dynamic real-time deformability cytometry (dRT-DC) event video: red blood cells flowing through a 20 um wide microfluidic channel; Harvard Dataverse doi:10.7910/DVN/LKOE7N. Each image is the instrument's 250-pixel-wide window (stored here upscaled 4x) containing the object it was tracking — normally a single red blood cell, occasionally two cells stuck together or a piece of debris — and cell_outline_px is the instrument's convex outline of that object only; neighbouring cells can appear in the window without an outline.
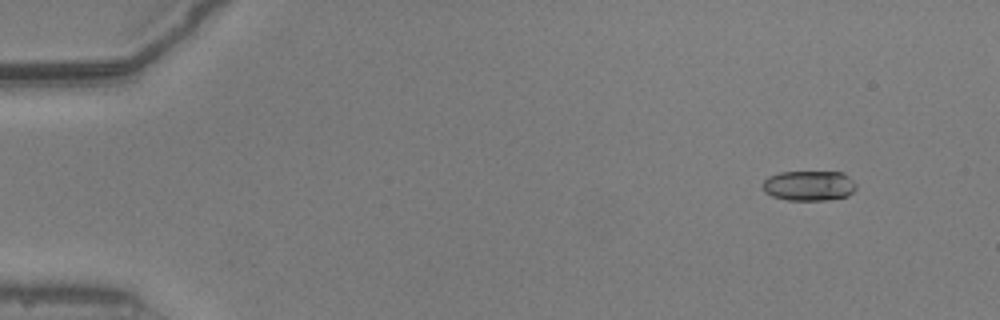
{"species": "common noctule bat (a hibernating species)", "species_latin": "Nyctalus noctula", "temperature_condition": "warm", "stored_images_in_passage": 49, "camera_frame_rate_fps": 3000, "um_per_image_px": 0.085, "animal": {"sex": "male", "body_mass_g": 20.5, "forearm_length_mm": 52.5}, "frame": {"image": 1, "passage_image": 1, "time_ms": 0.0, "image_size_px": [1000, 320], "cell_outline_px": [[856, 188], [848, 196], [824, 200], [788, 200], [772, 196], [764, 192], [760, 188], [760, 184], [768, 176], [780, 172], [844, 172], [856, 184]], "centroid_in_image_um": [68.71, 15.78], "position_along_channel_um": 16.3, "area_um2": 16.59}}
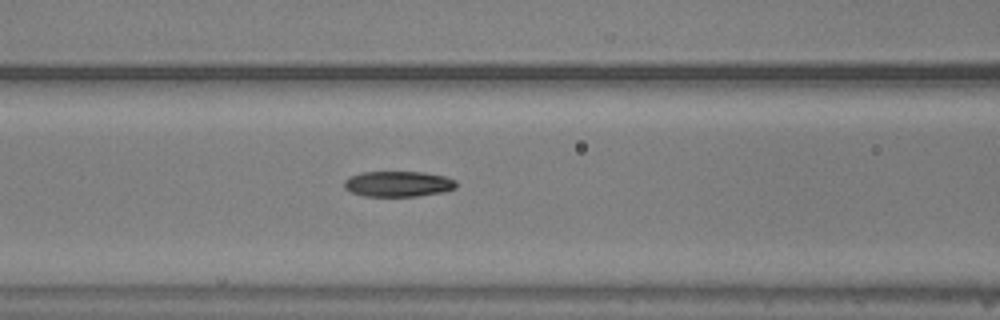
{"frame": {"image": 2, "passage_image": 19, "time_ms": 6.0, "image_size_px": [1000, 320], "cell_outline_px": [[456, 188], [444, 192], [416, 196], [364, 196], [352, 192], [344, 188], [344, 180], [348, 176], [360, 172], [424, 172], [444, 176], [456, 180]], "centroid_in_image_um": [33.83, 15.63], "position_along_channel_um": 132.8, "area_um2": 16.82}}
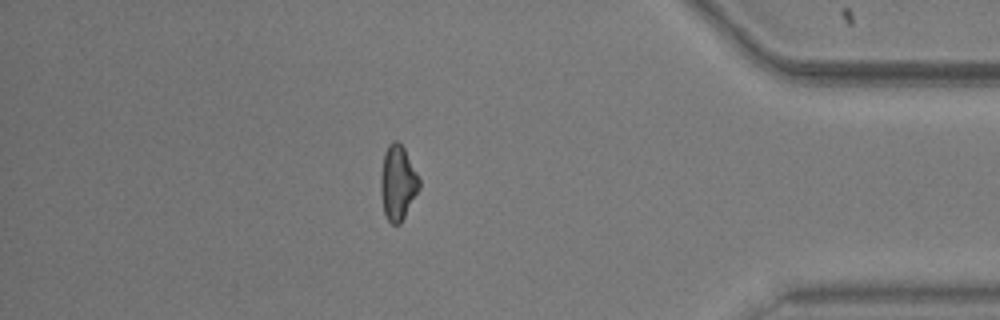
{"frame": {"image": 3, "passage_image": 42, "time_ms": 13.667, "image_size_px": [1000, 320], "cell_outline_px": [[420, 188], [400, 224], [392, 224], [388, 220], [384, 212], [380, 196], [380, 176], [384, 152], [388, 144], [392, 140], [396, 140], [404, 148], [420, 180]], "centroid_in_image_um": [33.79, 15.53], "position_along_channel_um": 401.4, "area_um2": 16.82}, "authors_computed_cell_mechanics": {"area_um2": 17.1088, "velocity_mm_per_s": 3.9271, "shape_relaxation_time_tau1_ms": 4.5758, "shape_relaxation_time_tau2_ms": 3.2981, "deformation_change_tau1": 0.1673, "deformation_change_tau2": 0.0919}}